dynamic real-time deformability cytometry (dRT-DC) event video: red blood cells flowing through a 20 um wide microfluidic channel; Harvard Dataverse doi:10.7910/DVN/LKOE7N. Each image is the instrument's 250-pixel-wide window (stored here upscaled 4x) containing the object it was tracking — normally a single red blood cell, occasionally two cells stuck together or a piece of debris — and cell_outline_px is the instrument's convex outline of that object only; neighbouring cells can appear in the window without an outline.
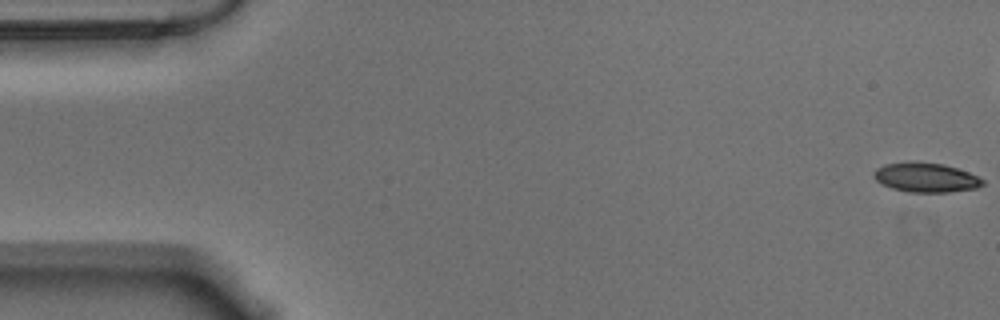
{"species": "Egyptian fruit bat (a non-hibernating species)", "species_latin": "Rousettus aegyptiacus", "temperature_condition": "warm", "stored_images_in_passage": 58, "camera_frame_rate_fps": 3000, "um_per_image_px": 0.085, "animal": {"sex": "male"}, "frame": {"image": 1, "passage_image": 1, "time_ms": 0.0, "image_size_px": [1000, 320], "cell_outline_px": [[984, 184], [976, 188], [948, 192], [908, 192], [892, 188], [876, 180], [872, 176], [872, 172], [876, 168], [884, 164], [944, 164], [968, 172], [984, 180]], "centroid_in_image_um": [78.7, 15.12], "position_along_channel_um": 6.3, "area_um2": 17.98}}
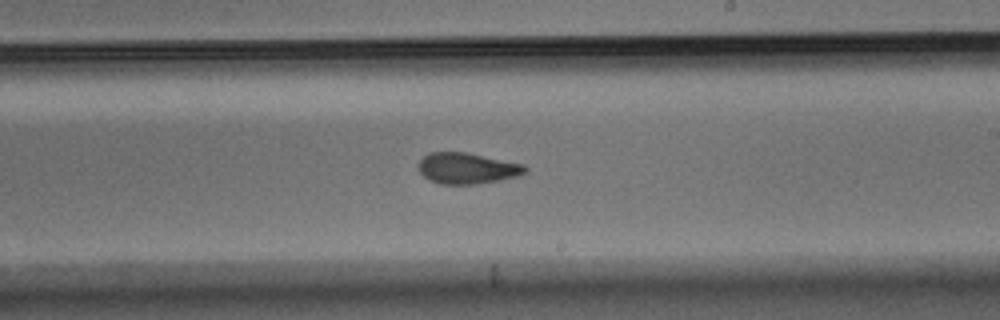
{"frame": {"image": 2, "passage_image": 33, "time_ms": 10.667, "image_size_px": [1000, 320], "cell_outline_px": [[528, 172], [520, 176], [476, 184], [440, 184], [428, 180], [416, 168], [420, 160], [428, 152], [464, 152], [524, 164], [528, 168]], "centroid_in_image_um": [39.7, 14.31], "position_along_channel_um": 249.3, "area_um2": 19.42}}
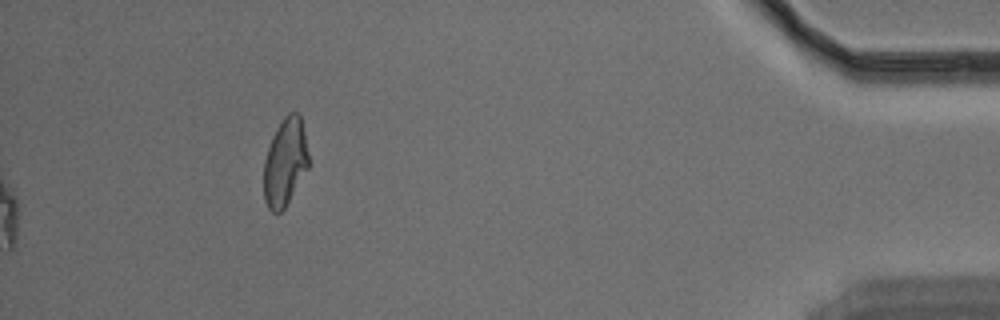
{"frame": {"image": 3, "passage_image": 58, "time_ms": 19.0, "image_size_px": [1000, 320], "cell_outline_px": [[308, 168], [284, 208], [280, 212], [272, 212], [268, 208], [264, 200], [264, 160], [272, 136], [276, 128], [284, 116], [288, 112], [300, 112], [308, 152]], "centroid_in_image_um": [24.23, 13.76], "position_along_channel_um": 411.0, "area_um2": 22.83}, "authors_computed_cell_mechanics": {"area_um2": 19.5653, "velocity_mm_per_s": 3.5611, "shape_relaxation_time_tau1_ms": 11.1183, "shape_relaxation_time_tau2_ms": 2.0318, "deformation_change_tau1": 0.2146, "deformation_change_tau2": 0.091}}